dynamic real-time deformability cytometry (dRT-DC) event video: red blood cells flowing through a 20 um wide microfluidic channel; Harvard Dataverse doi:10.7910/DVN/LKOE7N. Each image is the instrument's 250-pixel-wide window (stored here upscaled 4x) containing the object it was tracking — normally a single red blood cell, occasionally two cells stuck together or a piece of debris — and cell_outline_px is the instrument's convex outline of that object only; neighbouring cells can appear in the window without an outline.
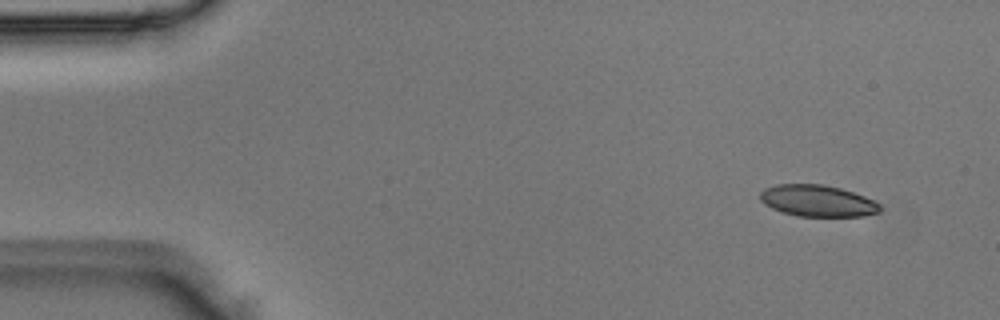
{"species": "Egyptian fruit bat (a non-hibernating species)", "species_latin": "Rousettus aegyptiacus", "temperature_condition": "room temperature", "stored_images_in_passage": 4, "camera_frame_rate_fps": 3000, "um_per_image_px": 0.085, "animal": {"sex": "male"}, "frame": {"image": 1, "passage_image": 1, "time_ms": 0.0, "image_size_px": [1000, 320], "cell_outline_px": [[880, 212], [864, 216], [796, 216], [772, 208], [760, 200], [760, 192], [764, 188], [776, 184], [820, 184], [840, 188], [864, 196], [880, 204]], "centroid_in_image_um": [69.48, 17.07], "position_along_channel_um": 15.5, "area_um2": 21.91}}